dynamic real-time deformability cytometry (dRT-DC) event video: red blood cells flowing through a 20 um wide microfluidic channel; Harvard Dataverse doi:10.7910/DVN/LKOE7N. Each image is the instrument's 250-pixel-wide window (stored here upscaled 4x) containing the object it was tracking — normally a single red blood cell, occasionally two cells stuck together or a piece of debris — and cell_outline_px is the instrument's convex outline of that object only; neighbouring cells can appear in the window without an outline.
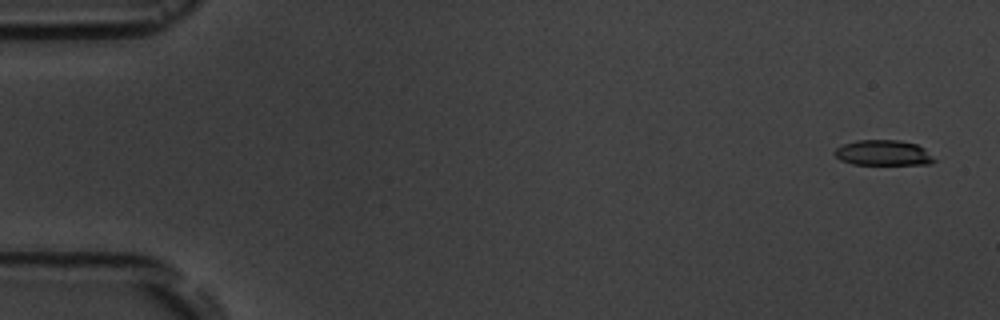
{"species": "common noctule bat (a hibernating species)", "species_latin": "Nyctalus noctula", "temperature_condition": "room temperature", "stored_images_in_passage": 6, "camera_frame_rate_fps": 3000, "um_per_image_px": 0.085, "animal": {"sex": "male", "body_mass_g": 19.5, "forearm_length_mm": 54.6}, "frame": {"image": 1, "passage_image": 1, "time_ms": 0.0, "image_size_px": [1000, 320], "cell_outline_px": [[936, 160], [928, 164], [852, 164], [840, 160], [832, 152], [836, 148], [844, 144], [856, 140], [900, 140], [916, 144], [924, 148]], "centroid_in_image_um": [75.05, 12.99], "position_along_channel_um": 10.0, "area_um2": 14.68}}